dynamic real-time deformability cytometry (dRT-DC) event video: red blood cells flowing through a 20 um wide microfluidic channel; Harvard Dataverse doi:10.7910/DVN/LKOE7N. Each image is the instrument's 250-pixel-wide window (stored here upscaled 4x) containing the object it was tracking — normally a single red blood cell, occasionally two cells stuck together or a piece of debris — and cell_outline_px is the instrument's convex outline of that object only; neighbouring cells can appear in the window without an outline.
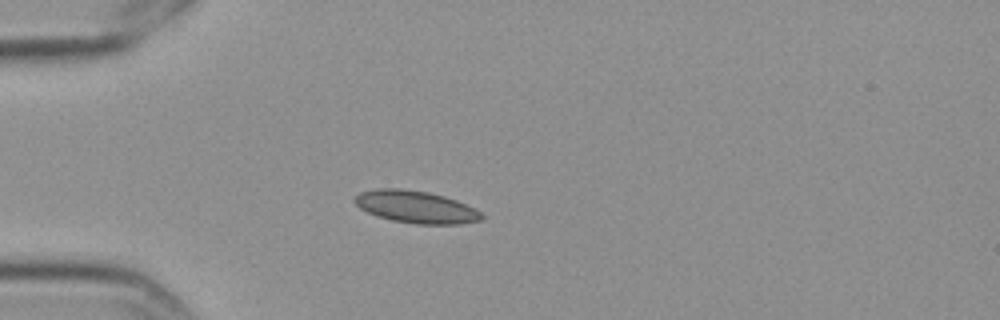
{"species": "Egyptian fruit bat (a non-hibernating species)", "species_latin": "Rousettus aegyptiacus", "temperature_condition": "cold", "stored_images_in_passage": 5, "camera_frame_rate_fps": 3000, "um_per_image_px": 0.085, "frame": {"image": 1, "passage_image": 3, "time_ms": 0.667, "image_size_px": [1000, 320], "cell_outline_px": [[484, 216], [480, 220], [460, 224], [416, 224], [392, 220], [376, 216], [360, 208], [352, 200], [360, 192], [376, 188], [400, 188], [428, 192], [444, 196], [456, 200], [480, 212]], "centroid_in_image_um": [35.31, 17.58], "position_along_channel_um": 49.7, "area_um2": 23.76}}
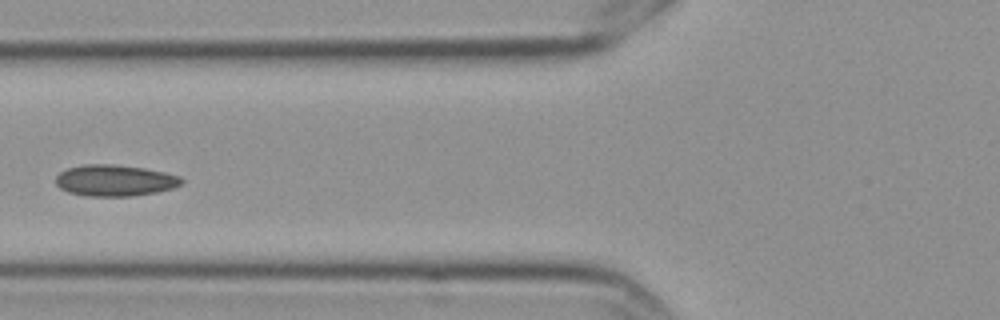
{"frame": {"image": 2, "passage_image": 5, "time_ms": 1.333, "image_size_px": [1000, 320], "cell_outline_px": [[184, 180], [180, 184], [172, 188], [156, 192], [132, 196], [88, 196], [68, 192], [60, 188], [56, 184], [56, 176], [60, 172], [68, 168], [84, 164], [112, 164], [144, 168], [164, 172], [180, 176]], "centroid_in_image_um": [9.75, 15.33], "position_along_channel_um": 116.1, "area_um2": 22.89}}